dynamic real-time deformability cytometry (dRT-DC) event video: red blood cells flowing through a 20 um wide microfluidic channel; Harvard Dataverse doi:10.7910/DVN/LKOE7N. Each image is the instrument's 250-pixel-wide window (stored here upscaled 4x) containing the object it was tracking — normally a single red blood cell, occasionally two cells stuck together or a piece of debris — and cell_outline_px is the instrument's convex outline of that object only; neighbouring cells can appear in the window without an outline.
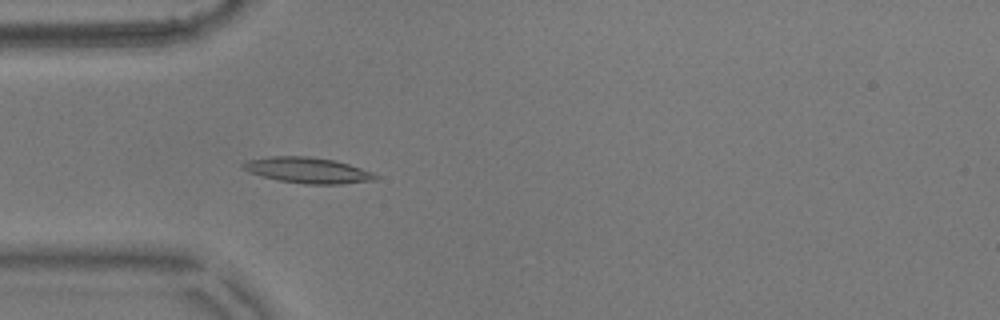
{"species": "common noctule bat (a hibernating species)", "species_latin": "Nyctalus noctula", "temperature_condition": "warm", "stored_images_in_passage": 55, "camera_frame_rate_fps": 3000, "um_per_image_px": 0.085, "animal": {"sex": "male", "body_mass_g": 17.9}, "frame": {"image": 1, "passage_image": 16, "time_ms": 5.0, "image_size_px": [1000, 320], "cell_outline_px": [[380, 176], [376, 180], [340, 184], [304, 184], [280, 180], [248, 172], [240, 164], [248, 160], [268, 156], [312, 156], [336, 160], [372, 172]], "centroid_in_image_um": [26.18, 14.46], "position_along_channel_um": 58.8, "area_um2": 19.88}}
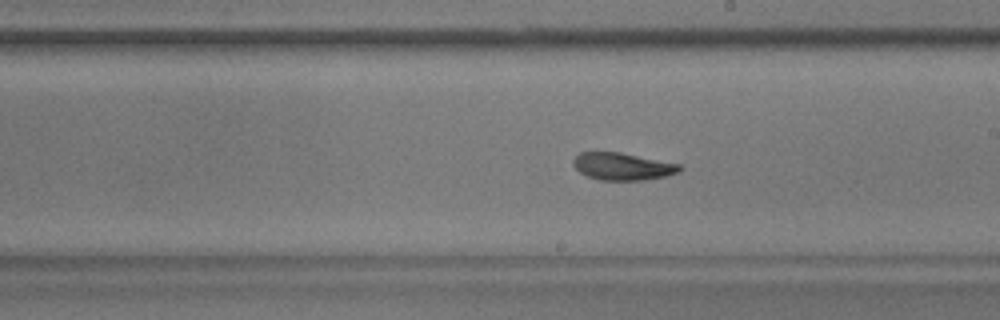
{"frame": {"image": 2, "passage_image": 31, "time_ms": 10.0, "image_size_px": [1000, 320], "cell_outline_px": [[684, 168], [680, 172], [664, 176], [644, 180], [600, 180], [588, 176], [580, 172], [572, 164], [572, 160], [580, 152], [620, 152], [680, 164]], "centroid_in_image_um": [52.93, 14.14], "position_along_channel_um": 236.1, "area_um2": 16.94}}
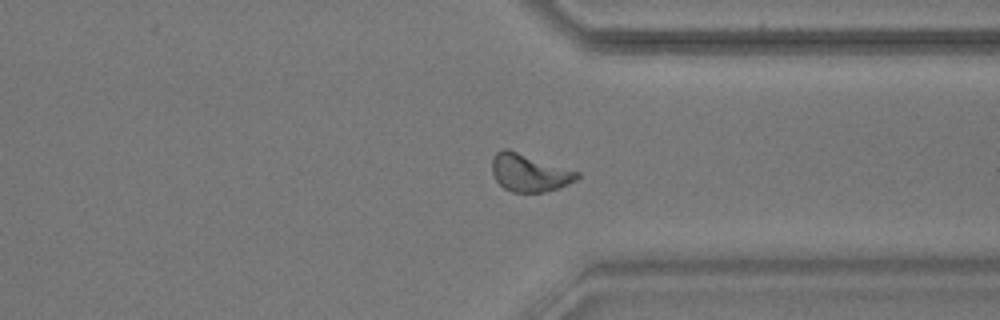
{"frame": {"image": 3, "passage_image": 42, "time_ms": 13.667, "image_size_px": [1000, 320], "cell_outline_px": [[580, 176], [576, 180], [568, 184], [544, 192], [512, 192], [504, 188], [496, 180], [492, 172], [492, 160], [496, 152], [504, 148], [508, 148], [580, 172]], "centroid_in_image_um": [44.99, 14.67], "position_along_channel_um": 366.4, "area_um2": 18.67}, "authors_computed_cell_mechanics": {"area_um2": 17.8602, "velocity_mm_per_s": 3.5806, "shape_relaxation_time_tau1_ms": 10.0316, "shape_relaxation_time_tau2_ms": 3.7338, "deformation_change_tau1": 0.234, "deformation_change_tau2": 0.0953}}